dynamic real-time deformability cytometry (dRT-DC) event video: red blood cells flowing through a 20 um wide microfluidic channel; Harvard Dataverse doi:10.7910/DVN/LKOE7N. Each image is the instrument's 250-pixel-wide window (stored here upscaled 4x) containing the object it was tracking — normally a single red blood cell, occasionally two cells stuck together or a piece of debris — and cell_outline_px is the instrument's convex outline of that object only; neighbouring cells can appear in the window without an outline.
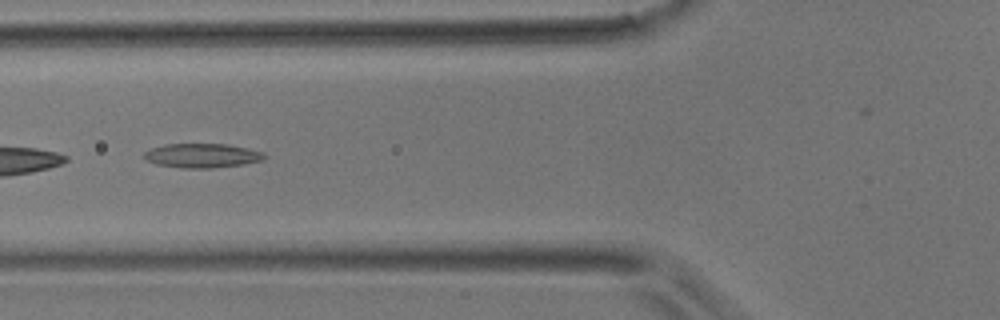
{"species": "common noctule bat (a hibernating species)", "species_latin": "Nyctalus noctula", "temperature_condition": "room temperature", "stored_images_in_passage": 6, "camera_frame_rate_fps": 3000, "um_per_image_px": 0.085, "animal": {"sex": "male", "body_mass_g": 17.9}, "frame": {"image": 1, "passage_image": 5, "time_ms": 1.333, "image_size_px": [1000, 320], "cell_outline_px": [[268, 156], [264, 160], [244, 164], [212, 168], [180, 168], [156, 164], [148, 160], [144, 156], [144, 152], [152, 148], [164, 144], [228, 144], [248, 148], [264, 152]], "centroid_in_image_um": [17.23, 13.22], "position_along_channel_um": 108.6, "area_um2": 17.11}}
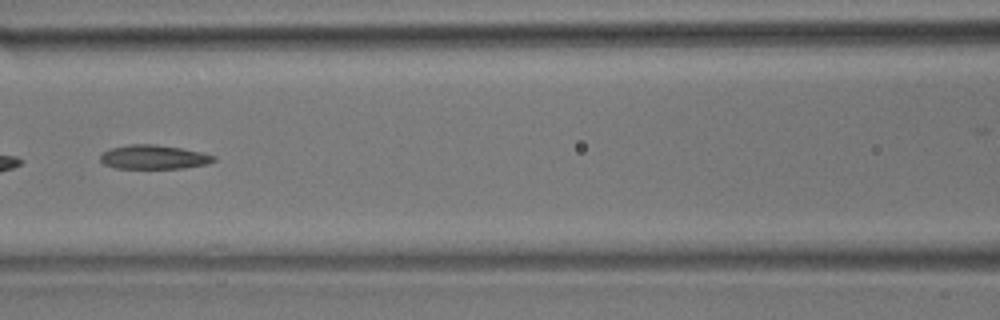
{"frame": {"image": 2, "passage_image": 6, "time_ms": 1.667, "image_size_px": [1000, 320], "cell_outline_px": [[216, 160], [208, 164], [184, 168], [116, 168], [104, 164], [100, 160], [100, 156], [104, 152], [112, 148], [128, 144], [156, 144], [204, 152], [216, 156]], "centroid_in_image_um": [13.12, 13.35], "position_along_channel_um": 153.5, "area_um2": 15.95}}